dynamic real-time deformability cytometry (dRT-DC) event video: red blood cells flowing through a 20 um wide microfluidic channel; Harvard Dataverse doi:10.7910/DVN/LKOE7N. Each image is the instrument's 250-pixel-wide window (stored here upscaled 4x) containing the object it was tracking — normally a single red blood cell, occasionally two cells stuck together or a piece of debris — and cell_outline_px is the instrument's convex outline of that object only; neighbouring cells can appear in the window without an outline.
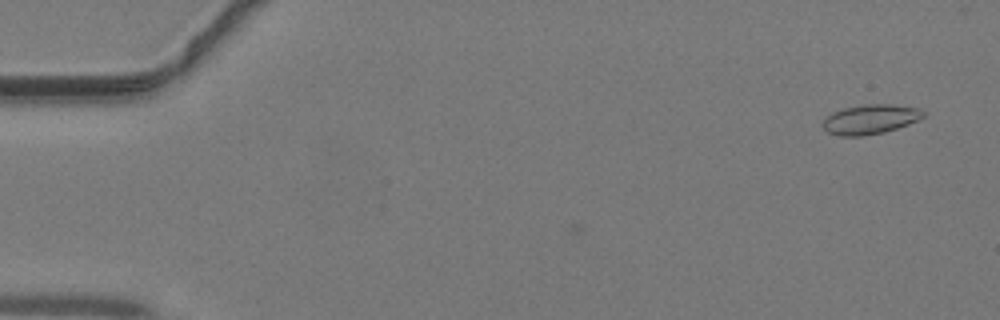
{"species": "common noctule bat (a hibernating species)", "species_latin": "Nyctalus noctula", "temperature_condition": "warm", "stored_images_in_passage": 15, "camera_frame_rate_fps": 3000, "um_per_image_px": 0.085, "animal": {"sex": "male", "body_mass_g": 19.2, "forearm_length_mm": 51.8}, "frame": {"image": 1, "passage_image": 1, "time_ms": 0.0, "image_size_px": [1000, 320], "cell_outline_px": [[924, 116], [908, 124], [884, 132], [864, 136], [840, 136], [828, 132], [820, 124], [832, 112], [844, 108], [864, 104], [892, 104], [920, 108], [924, 112]], "centroid_in_image_um": [73.95, 10.13], "position_along_channel_um": 11.0, "area_um2": 17.28}}
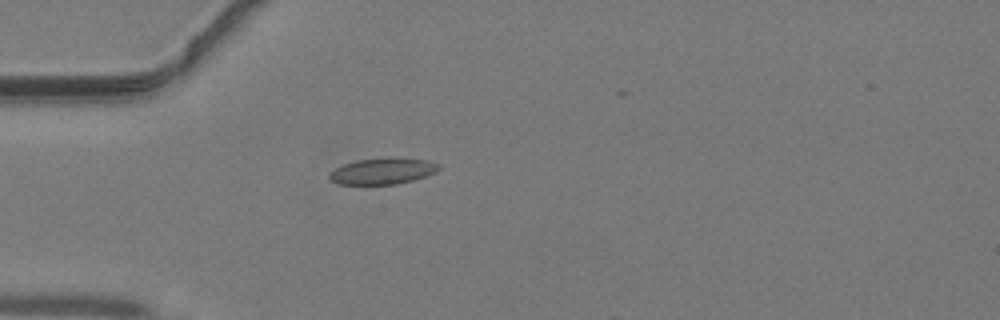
{"frame": {"image": 2, "passage_image": 12, "time_ms": 3.667, "image_size_px": [1000, 320], "cell_outline_px": [[440, 168], [436, 172], [412, 180], [396, 184], [336, 184], [328, 176], [328, 172], [344, 164], [356, 160], [388, 156], [396, 156], [428, 160], [440, 164]], "centroid_in_image_um": [32.54, 14.51], "position_along_channel_um": 52.5, "area_um2": 17.05}}